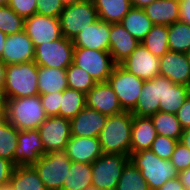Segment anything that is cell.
I'll use <instances>...</instances> for the list:
<instances>
[{
    "mask_svg": "<svg viewBox=\"0 0 190 190\" xmlns=\"http://www.w3.org/2000/svg\"><path fill=\"white\" fill-rule=\"evenodd\" d=\"M132 122L133 114L130 111L108 116L99 135L103 154L130 156Z\"/></svg>",
    "mask_w": 190,
    "mask_h": 190,
    "instance_id": "1",
    "label": "cell"
},
{
    "mask_svg": "<svg viewBox=\"0 0 190 190\" xmlns=\"http://www.w3.org/2000/svg\"><path fill=\"white\" fill-rule=\"evenodd\" d=\"M37 81L38 65L34 60L6 65L3 100L38 95Z\"/></svg>",
    "mask_w": 190,
    "mask_h": 190,
    "instance_id": "2",
    "label": "cell"
},
{
    "mask_svg": "<svg viewBox=\"0 0 190 190\" xmlns=\"http://www.w3.org/2000/svg\"><path fill=\"white\" fill-rule=\"evenodd\" d=\"M5 119L18 130L38 129L48 117L41 104L40 95L13 98L4 101Z\"/></svg>",
    "mask_w": 190,
    "mask_h": 190,
    "instance_id": "3",
    "label": "cell"
},
{
    "mask_svg": "<svg viewBox=\"0 0 190 190\" xmlns=\"http://www.w3.org/2000/svg\"><path fill=\"white\" fill-rule=\"evenodd\" d=\"M129 159L140 171L150 190H158L169 179L178 177L179 172L170 160L159 158L151 149L131 153Z\"/></svg>",
    "mask_w": 190,
    "mask_h": 190,
    "instance_id": "4",
    "label": "cell"
},
{
    "mask_svg": "<svg viewBox=\"0 0 190 190\" xmlns=\"http://www.w3.org/2000/svg\"><path fill=\"white\" fill-rule=\"evenodd\" d=\"M98 19L93 0L65 5L59 16L62 36L73 40L78 33Z\"/></svg>",
    "mask_w": 190,
    "mask_h": 190,
    "instance_id": "5",
    "label": "cell"
},
{
    "mask_svg": "<svg viewBox=\"0 0 190 190\" xmlns=\"http://www.w3.org/2000/svg\"><path fill=\"white\" fill-rule=\"evenodd\" d=\"M71 160L65 151L44 154L33 165L46 190H61L70 171Z\"/></svg>",
    "mask_w": 190,
    "mask_h": 190,
    "instance_id": "6",
    "label": "cell"
},
{
    "mask_svg": "<svg viewBox=\"0 0 190 190\" xmlns=\"http://www.w3.org/2000/svg\"><path fill=\"white\" fill-rule=\"evenodd\" d=\"M130 162L126 155L103 154L92 164V186L98 190H115L123 169Z\"/></svg>",
    "mask_w": 190,
    "mask_h": 190,
    "instance_id": "7",
    "label": "cell"
},
{
    "mask_svg": "<svg viewBox=\"0 0 190 190\" xmlns=\"http://www.w3.org/2000/svg\"><path fill=\"white\" fill-rule=\"evenodd\" d=\"M73 41L62 36L34 48V62L38 66L67 69L73 63Z\"/></svg>",
    "mask_w": 190,
    "mask_h": 190,
    "instance_id": "8",
    "label": "cell"
},
{
    "mask_svg": "<svg viewBox=\"0 0 190 190\" xmlns=\"http://www.w3.org/2000/svg\"><path fill=\"white\" fill-rule=\"evenodd\" d=\"M107 82L116 93L124 111H131L137 103L145 80L128 72L121 65H115Z\"/></svg>",
    "mask_w": 190,
    "mask_h": 190,
    "instance_id": "9",
    "label": "cell"
},
{
    "mask_svg": "<svg viewBox=\"0 0 190 190\" xmlns=\"http://www.w3.org/2000/svg\"><path fill=\"white\" fill-rule=\"evenodd\" d=\"M73 64L87 71L97 82H107L115 63L109 51L74 47Z\"/></svg>",
    "mask_w": 190,
    "mask_h": 190,
    "instance_id": "10",
    "label": "cell"
},
{
    "mask_svg": "<svg viewBox=\"0 0 190 190\" xmlns=\"http://www.w3.org/2000/svg\"><path fill=\"white\" fill-rule=\"evenodd\" d=\"M44 154L65 151L71 138V121L62 116L47 117L38 127Z\"/></svg>",
    "mask_w": 190,
    "mask_h": 190,
    "instance_id": "11",
    "label": "cell"
},
{
    "mask_svg": "<svg viewBox=\"0 0 190 190\" xmlns=\"http://www.w3.org/2000/svg\"><path fill=\"white\" fill-rule=\"evenodd\" d=\"M24 32L32 41L34 48L62 37L59 18L37 13L25 19Z\"/></svg>",
    "mask_w": 190,
    "mask_h": 190,
    "instance_id": "12",
    "label": "cell"
},
{
    "mask_svg": "<svg viewBox=\"0 0 190 190\" xmlns=\"http://www.w3.org/2000/svg\"><path fill=\"white\" fill-rule=\"evenodd\" d=\"M120 65L143 80L159 76V57L153 55L142 43Z\"/></svg>",
    "mask_w": 190,
    "mask_h": 190,
    "instance_id": "13",
    "label": "cell"
},
{
    "mask_svg": "<svg viewBox=\"0 0 190 190\" xmlns=\"http://www.w3.org/2000/svg\"><path fill=\"white\" fill-rule=\"evenodd\" d=\"M43 155L44 147L38 130H19L14 164L16 166H33Z\"/></svg>",
    "mask_w": 190,
    "mask_h": 190,
    "instance_id": "14",
    "label": "cell"
},
{
    "mask_svg": "<svg viewBox=\"0 0 190 190\" xmlns=\"http://www.w3.org/2000/svg\"><path fill=\"white\" fill-rule=\"evenodd\" d=\"M159 75L190 87V63L186 53L166 52L159 58Z\"/></svg>",
    "mask_w": 190,
    "mask_h": 190,
    "instance_id": "15",
    "label": "cell"
},
{
    "mask_svg": "<svg viewBox=\"0 0 190 190\" xmlns=\"http://www.w3.org/2000/svg\"><path fill=\"white\" fill-rule=\"evenodd\" d=\"M86 106L107 116L123 112L118 97L108 82H99L86 94Z\"/></svg>",
    "mask_w": 190,
    "mask_h": 190,
    "instance_id": "16",
    "label": "cell"
},
{
    "mask_svg": "<svg viewBox=\"0 0 190 190\" xmlns=\"http://www.w3.org/2000/svg\"><path fill=\"white\" fill-rule=\"evenodd\" d=\"M1 60L6 65L34 60L33 43L24 31L7 35Z\"/></svg>",
    "mask_w": 190,
    "mask_h": 190,
    "instance_id": "17",
    "label": "cell"
},
{
    "mask_svg": "<svg viewBox=\"0 0 190 190\" xmlns=\"http://www.w3.org/2000/svg\"><path fill=\"white\" fill-rule=\"evenodd\" d=\"M107 118V115L86 106L70 120L71 136L99 137Z\"/></svg>",
    "mask_w": 190,
    "mask_h": 190,
    "instance_id": "18",
    "label": "cell"
},
{
    "mask_svg": "<svg viewBox=\"0 0 190 190\" xmlns=\"http://www.w3.org/2000/svg\"><path fill=\"white\" fill-rule=\"evenodd\" d=\"M110 23L98 19L72 40L74 47L109 51Z\"/></svg>",
    "mask_w": 190,
    "mask_h": 190,
    "instance_id": "19",
    "label": "cell"
},
{
    "mask_svg": "<svg viewBox=\"0 0 190 190\" xmlns=\"http://www.w3.org/2000/svg\"><path fill=\"white\" fill-rule=\"evenodd\" d=\"M65 152L71 161L89 164L103 155L99 137L71 136Z\"/></svg>",
    "mask_w": 190,
    "mask_h": 190,
    "instance_id": "20",
    "label": "cell"
},
{
    "mask_svg": "<svg viewBox=\"0 0 190 190\" xmlns=\"http://www.w3.org/2000/svg\"><path fill=\"white\" fill-rule=\"evenodd\" d=\"M139 44L121 23H110L109 53L116 65H120Z\"/></svg>",
    "mask_w": 190,
    "mask_h": 190,
    "instance_id": "21",
    "label": "cell"
},
{
    "mask_svg": "<svg viewBox=\"0 0 190 190\" xmlns=\"http://www.w3.org/2000/svg\"><path fill=\"white\" fill-rule=\"evenodd\" d=\"M157 136V131L150 117L133 115L131 133V153L150 149Z\"/></svg>",
    "mask_w": 190,
    "mask_h": 190,
    "instance_id": "22",
    "label": "cell"
},
{
    "mask_svg": "<svg viewBox=\"0 0 190 190\" xmlns=\"http://www.w3.org/2000/svg\"><path fill=\"white\" fill-rule=\"evenodd\" d=\"M179 0H156L143 8L154 25L170 26L180 20Z\"/></svg>",
    "mask_w": 190,
    "mask_h": 190,
    "instance_id": "23",
    "label": "cell"
},
{
    "mask_svg": "<svg viewBox=\"0 0 190 190\" xmlns=\"http://www.w3.org/2000/svg\"><path fill=\"white\" fill-rule=\"evenodd\" d=\"M157 76L151 80H145L136 106L130 111L140 117H151L159 111Z\"/></svg>",
    "mask_w": 190,
    "mask_h": 190,
    "instance_id": "24",
    "label": "cell"
},
{
    "mask_svg": "<svg viewBox=\"0 0 190 190\" xmlns=\"http://www.w3.org/2000/svg\"><path fill=\"white\" fill-rule=\"evenodd\" d=\"M39 95L61 92L68 88L66 69L38 66Z\"/></svg>",
    "mask_w": 190,
    "mask_h": 190,
    "instance_id": "25",
    "label": "cell"
},
{
    "mask_svg": "<svg viewBox=\"0 0 190 190\" xmlns=\"http://www.w3.org/2000/svg\"><path fill=\"white\" fill-rule=\"evenodd\" d=\"M189 95L190 87L175 84L164 77V93L159 102V111L176 114Z\"/></svg>",
    "mask_w": 190,
    "mask_h": 190,
    "instance_id": "26",
    "label": "cell"
},
{
    "mask_svg": "<svg viewBox=\"0 0 190 190\" xmlns=\"http://www.w3.org/2000/svg\"><path fill=\"white\" fill-rule=\"evenodd\" d=\"M98 18L108 23H120L132 8L130 0H93Z\"/></svg>",
    "mask_w": 190,
    "mask_h": 190,
    "instance_id": "27",
    "label": "cell"
},
{
    "mask_svg": "<svg viewBox=\"0 0 190 190\" xmlns=\"http://www.w3.org/2000/svg\"><path fill=\"white\" fill-rule=\"evenodd\" d=\"M120 23L139 42L144 39L154 25L143 9L135 7L129 10Z\"/></svg>",
    "mask_w": 190,
    "mask_h": 190,
    "instance_id": "28",
    "label": "cell"
},
{
    "mask_svg": "<svg viewBox=\"0 0 190 190\" xmlns=\"http://www.w3.org/2000/svg\"><path fill=\"white\" fill-rule=\"evenodd\" d=\"M9 182L13 190H46L33 166H15Z\"/></svg>",
    "mask_w": 190,
    "mask_h": 190,
    "instance_id": "29",
    "label": "cell"
},
{
    "mask_svg": "<svg viewBox=\"0 0 190 190\" xmlns=\"http://www.w3.org/2000/svg\"><path fill=\"white\" fill-rule=\"evenodd\" d=\"M90 186H92L91 164L72 161L61 190H85Z\"/></svg>",
    "mask_w": 190,
    "mask_h": 190,
    "instance_id": "30",
    "label": "cell"
},
{
    "mask_svg": "<svg viewBox=\"0 0 190 190\" xmlns=\"http://www.w3.org/2000/svg\"><path fill=\"white\" fill-rule=\"evenodd\" d=\"M86 107V94L66 88L60 92L59 116L71 120Z\"/></svg>",
    "mask_w": 190,
    "mask_h": 190,
    "instance_id": "31",
    "label": "cell"
},
{
    "mask_svg": "<svg viewBox=\"0 0 190 190\" xmlns=\"http://www.w3.org/2000/svg\"><path fill=\"white\" fill-rule=\"evenodd\" d=\"M154 123L157 135L166 136L180 141L183 128L176 114L158 111L150 117Z\"/></svg>",
    "mask_w": 190,
    "mask_h": 190,
    "instance_id": "32",
    "label": "cell"
},
{
    "mask_svg": "<svg viewBox=\"0 0 190 190\" xmlns=\"http://www.w3.org/2000/svg\"><path fill=\"white\" fill-rule=\"evenodd\" d=\"M142 43L153 55L162 57L169 51L168 46V26L166 25H153L149 33L140 42Z\"/></svg>",
    "mask_w": 190,
    "mask_h": 190,
    "instance_id": "33",
    "label": "cell"
},
{
    "mask_svg": "<svg viewBox=\"0 0 190 190\" xmlns=\"http://www.w3.org/2000/svg\"><path fill=\"white\" fill-rule=\"evenodd\" d=\"M169 51L186 53L190 49V25L180 21L168 26Z\"/></svg>",
    "mask_w": 190,
    "mask_h": 190,
    "instance_id": "34",
    "label": "cell"
},
{
    "mask_svg": "<svg viewBox=\"0 0 190 190\" xmlns=\"http://www.w3.org/2000/svg\"><path fill=\"white\" fill-rule=\"evenodd\" d=\"M18 129L4 119L0 123V157L14 163V153L18 145Z\"/></svg>",
    "mask_w": 190,
    "mask_h": 190,
    "instance_id": "35",
    "label": "cell"
},
{
    "mask_svg": "<svg viewBox=\"0 0 190 190\" xmlns=\"http://www.w3.org/2000/svg\"><path fill=\"white\" fill-rule=\"evenodd\" d=\"M68 88L87 94L96 85V81L89 73L73 63L66 69Z\"/></svg>",
    "mask_w": 190,
    "mask_h": 190,
    "instance_id": "36",
    "label": "cell"
},
{
    "mask_svg": "<svg viewBox=\"0 0 190 190\" xmlns=\"http://www.w3.org/2000/svg\"><path fill=\"white\" fill-rule=\"evenodd\" d=\"M115 190H150L140 171L130 162L123 169Z\"/></svg>",
    "mask_w": 190,
    "mask_h": 190,
    "instance_id": "37",
    "label": "cell"
},
{
    "mask_svg": "<svg viewBox=\"0 0 190 190\" xmlns=\"http://www.w3.org/2000/svg\"><path fill=\"white\" fill-rule=\"evenodd\" d=\"M25 19L19 16L8 5L0 6V30L6 35L24 31Z\"/></svg>",
    "mask_w": 190,
    "mask_h": 190,
    "instance_id": "38",
    "label": "cell"
},
{
    "mask_svg": "<svg viewBox=\"0 0 190 190\" xmlns=\"http://www.w3.org/2000/svg\"><path fill=\"white\" fill-rule=\"evenodd\" d=\"M178 142L176 139L157 135L150 149L159 158L170 160Z\"/></svg>",
    "mask_w": 190,
    "mask_h": 190,
    "instance_id": "39",
    "label": "cell"
},
{
    "mask_svg": "<svg viewBox=\"0 0 190 190\" xmlns=\"http://www.w3.org/2000/svg\"><path fill=\"white\" fill-rule=\"evenodd\" d=\"M170 162L176 167L178 172L188 169L190 167V150L181 142H178Z\"/></svg>",
    "mask_w": 190,
    "mask_h": 190,
    "instance_id": "40",
    "label": "cell"
},
{
    "mask_svg": "<svg viewBox=\"0 0 190 190\" xmlns=\"http://www.w3.org/2000/svg\"><path fill=\"white\" fill-rule=\"evenodd\" d=\"M36 13L39 15L51 16L59 18L60 13L64 9V4L61 0H36Z\"/></svg>",
    "mask_w": 190,
    "mask_h": 190,
    "instance_id": "41",
    "label": "cell"
},
{
    "mask_svg": "<svg viewBox=\"0 0 190 190\" xmlns=\"http://www.w3.org/2000/svg\"><path fill=\"white\" fill-rule=\"evenodd\" d=\"M8 6L24 19L36 14V0H8Z\"/></svg>",
    "mask_w": 190,
    "mask_h": 190,
    "instance_id": "42",
    "label": "cell"
},
{
    "mask_svg": "<svg viewBox=\"0 0 190 190\" xmlns=\"http://www.w3.org/2000/svg\"><path fill=\"white\" fill-rule=\"evenodd\" d=\"M40 100L48 117L59 116L60 92L40 95Z\"/></svg>",
    "mask_w": 190,
    "mask_h": 190,
    "instance_id": "43",
    "label": "cell"
},
{
    "mask_svg": "<svg viewBox=\"0 0 190 190\" xmlns=\"http://www.w3.org/2000/svg\"><path fill=\"white\" fill-rule=\"evenodd\" d=\"M183 130L190 128V95L176 113Z\"/></svg>",
    "mask_w": 190,
    "mask_h": 190,
    "instance_id": "44",
    "label": "cell"
},
{
    "mask_svg": "<svg viewBox=\"0 0 190 190\" xmlns=\"http://www.w3.org/2000/svg\"><path fill=\"white\" fill-rule=\"evenodd\" d=\"M15 166L10 160L0 157V187L9 182Z\"/></svg>",
    "mask_w": 190,
    "mask_h": 190,
    "instance_id": "45",
    "label": "cell"
},
{
    "mask_svg": "<svg viewBox=\"0 0 190 190\" xmlns=\"http://www.w3.org/2000/svg\"><path fill=\"white\" fill-rule=\"evenodd\" d=\"M180 22L190 25V0H179Z\"/></svg>",
    "mask_w": 190,
    "mask_h": 190,
    "instance_id": "46",
    "label": "cell"
},
{
    "mask_svg": "<svg viewBox=\"0 0 190 190\" xmlns=\"http://www.w3.org/2000/svg\"><path fill=\"white\" fill-rule=\"evenodd\" d=\"M158 190H185V189L184 186L181 184L180 178L176 177L173 179H169Z\"/></svg>",
    "mask_w": 190,
    "mask_h": 190,
    "instance_id": "47",
    "label": "cell"
},
{
    "mask_svg": "<svg viewBox=\"0 0 190 190\" xmlns=\"http://www.w3.org/2000/svg\"><path fill=\"white\" fill-rule=\"evenodd\" d=\"M178 177L180 178L181 184L185 190H190V167L186 170L179 172Z\"/></svg>",
    "mask_w": 190,
    "mask_h": 190,
    "instance_id": "48",
    "label": "cell"
},
{
    "mask_svg": "<svg viewBox=\"0 0 190 190\" xmlns=\"http://www.w3.org/2000/svg\"><path fill=\"white\" fill-rule=\"evenodd\" d=\"M184 146L190 150V128L183 130L180 141Z\"/></svg>",
    "mask_w": 190,
    "mask_h": 190,
    "instance_id": "49",
    "label": "cell"
},
{
    "mask_svg": "<svg viewBox=\"0 0 190 190\" xmlns=\"http://www.w3.org/2000/svg\"><path fill=\"white\" fill-rule=\"evenodd\" d=\"M154 1L156 0H130L132 7L141 9L145 8Z\"/></svg>",
    "mask_w": 190,
    "mask_h": 190,
    "instance_id": "50",
    "label": "cell"
},
{
    "mask_svg": "<svg viewBox=\"0 0 190 190\" xmlns=\"http://www.w3.org/2000/svg\"><path fill=\"white\" fill-rule=\"evenodd\" d=\"M157 92H158V99L162 100L163 93H164V77L157 76Z\"/></svg>",
    "mask_w": 190,
    "mask_h": 190,
    "instance_id": "51",
    "label": "cell"
},
{
    "mask_svg": "<svg viewBox=\"0 0 190 190\" xmlns=\"http://www.w3.org/2000/svg\"><path fill=\"white\" fill-rule=\"evenodd\" d=\"M5 70H6V64L2 60H0V91L1 92L4 88Z\"/></svg>",
    "mask_w": 190,
    "mask_h": 190,
    "instance_id": "52",
    "label": "cell"
},
{
    "mask_svg": "<svg viewBox=\"0 0 190 190\" xmlns=\"http://www.w3.org/2000/svg\"><path fill=\"white\" fill-rule=\"evenodd\" d=\"M6 37H7V35L0 30V60H1V57H2L3 50H4Z\"/></svg>",
    "mask_w": 190,
    "mask_h": 190,
    "instance_id": "53",
    "label": "cell"
},
{
    "mask_svg": "<svg viewBox=\"0 0 190 190\" xmlns=\"http://www.w3.org/2000/svg\"><path fill=\"white\" fill-rule=\"evenodd\" d=\"M64 5H69V4H74V3H79L85 0H61Z\"/></svg>",
    "mask_w": 190,
    "mask_h": 190,
    "instance_id": "54",
    "label": "cell"
},
{
    "mask_svg": "<svg viewBox=\"0 0 190 190\" xmlns=\"http://www.w3.org/2000/svg\"><path fill=\"white\" fill-rule=\"evenodd\" d=\"M0 190H13V187L12 185L10 184V182L6 183V184H3L1 187H0Z\"/></svg>",
    "mask_w": 190,
    "mask_h": 190,
    "instance_id": "55",
    "label": "cell"
},
{
    "mask_svg": "<svg viewBox=\"0 0 190 190\" xmlns=\"http://www.w3.org/2000/svg\"><path fill=\"white\" fill-rule=\"evenodd\" d=\"M4 109V100L2 97V92L0 91V111Z\"/></svg>",
    "mask_w": 190,
    "mask_h": 190,
    "instance_id": "56",
    "label": "cell"
},
{
    "mask_svg": "<svg viewBox=\"0 0 190 190\" xmlns=\"http://www.w3.org/2000/svg\"><path fill=\"white\" fill-rule=\"evenodd\" d=\"M5 119V112L4 109L0 111V123Z\"/></svg>",
    "mask_w": 190,
    "mask_h": 190,
    "instance_id": "57",
    "label": "cell"
},
{
    "mask_svg": "<svg viewBox=\"0 0 190 190\" xmlns=\"http://www.w3.org/2000/svg\"><path fill=\"white\" fill-rule=\"evenodd\" d=\"M8 5V0H0V6Z\"/></svg>",
    "mask_w": 190,
    "mask_h": 190,
    "instance_id": "58",
    "label": "cell"
},
{
    "mask_svg": "<svg viewBox=\"0 0 190 190\" xmlns=\"http://www.w3.org/2000/svg\"><path fill=\"white\" fill-rule=\"evenodd\" d=\"M186 55H187L188 61L190 63V49L186 52Z\"/></svg>",
    "mask_w": 190,
    "mask_h": 190,
    "instance_id": "59",
    "label": "cell"
},
{
    "mask_svg": "<svg viewBox=\"0 0 190 190\" xmlns=\"http://www.w3.org/2000/svg\"><path fill=\"white\" fill-rule=\"evenodd\" d=\"M85 190H98L96 187H94V186H90V187H88L87 189H85Z\"/></svg>",
    "mask_w": 190,
    "mask_h": 190,
    "instance_id": "60",
    "label": "cell"
}]
</instances>
